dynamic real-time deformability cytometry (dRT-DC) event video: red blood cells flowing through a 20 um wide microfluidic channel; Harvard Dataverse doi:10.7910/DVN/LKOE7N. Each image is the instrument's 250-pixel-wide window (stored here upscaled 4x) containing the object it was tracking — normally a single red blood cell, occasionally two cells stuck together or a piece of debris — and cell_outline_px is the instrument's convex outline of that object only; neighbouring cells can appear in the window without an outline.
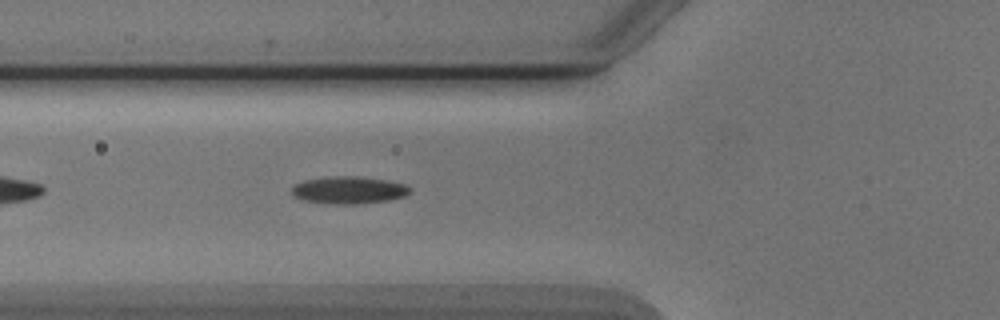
{"species": "Egyptian fruit bat (a non-hibernating species)", "species_latin": "Rousettus aegyptiacus", "temperature_condition": "cold", "stored_images_in_passage": 39, "camera_frame_rate_fps": 3000, "um_per_image_px": 0.085, "animal": {"sex": "male"}, "frame": {"image": 1, "passage_image": 6, "time_ms": 1.667, "image_size_px": [1000, 320], "cell_outline_px": [[412, 192], [404, 196], [388, 200], [356, 204], [328, 204], [300, 200], [292, 196], [292, 188], [296, 184], [304, 180], [336, 176], [356, 176], [388, 180], [404, 184], [412, 188]], "centroid_in_image_um": [29.64, 16.16], "position_along_channel_um": 96.2, "area_um2": 18.96}}
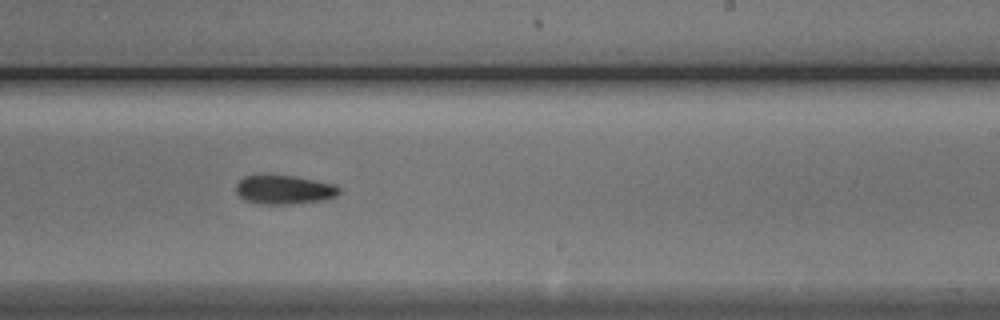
{"frame": {"image": 2, "passage_image": 19, "time_ms": 6.0, "image_size_px": [1000, 320], "cell_outline_px": [[340, 192], [336, 196], [320, 200], [288, 204], [260, 204], [244, 200], [236, 192], [236, 184], [244, 176], [260, 172], [268, 172], [292, 176], [336, 184], [340, 188]], "centroid_in_image_um": [24.08, 16.07], "position_along_channel_um": 264.9, "area_um2": 17.92}}
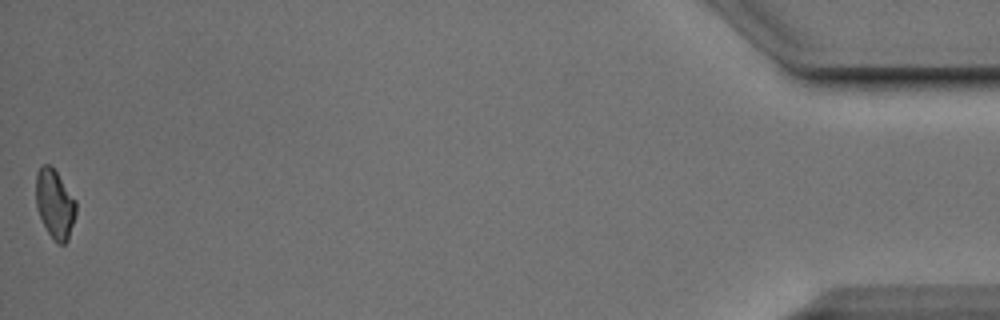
{"frame": {"image": 3, "passage_image": 39, "time_ms": 12.667, "image_size_px": [1000, 320], "cell_outline_px": [[76, 212], [68, 240], [64, 244], [60, 244], [48, 232], [40, 216], [36, 204], [36, 172], [44, 164], [48, 164], [56, 172], [76, 200]], "centroid_in_image_um": [4.66, 17.32], "position_along_channel_um": 430.5, "area_um2": 15.72}}